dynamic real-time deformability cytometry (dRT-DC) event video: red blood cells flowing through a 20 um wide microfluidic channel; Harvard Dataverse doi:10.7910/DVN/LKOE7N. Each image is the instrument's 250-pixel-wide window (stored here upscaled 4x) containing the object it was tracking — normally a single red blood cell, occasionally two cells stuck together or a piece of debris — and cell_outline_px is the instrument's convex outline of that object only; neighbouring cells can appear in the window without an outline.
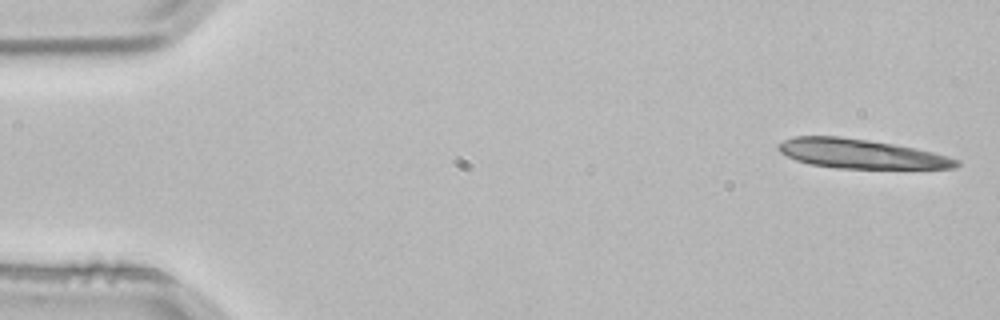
{"species": "common noctule bat (a hibernating species)", "species_latin": "Nyctalus noctula", "temperature_condition": "room temperature", "stored_images_in_passage": 4, "camera_frame_rate_fps": 3000, "um_per_image_px": 0.085, "animal": {"sex": "male", "body_mass_g": 21.5, "forearm_length_mm": 52.0}, "frame": {"image": 1, "passage_image": 1, "time_ms": 0.0, "image_size_px": [1000, 320], "cell_outline_px": [[960, 164], [956, 168], [836, 168], [812, 164], [796, 160], [780, 152], [776, 148], [776, 144], [792, 136], [840, 136], [868, 140], [916, 148], [948, 156], [960, 160]], "centroid_in_image_um": [73.15, 13.06], "position_along_channel_um": 11.8, "area_um2": 30.29}}